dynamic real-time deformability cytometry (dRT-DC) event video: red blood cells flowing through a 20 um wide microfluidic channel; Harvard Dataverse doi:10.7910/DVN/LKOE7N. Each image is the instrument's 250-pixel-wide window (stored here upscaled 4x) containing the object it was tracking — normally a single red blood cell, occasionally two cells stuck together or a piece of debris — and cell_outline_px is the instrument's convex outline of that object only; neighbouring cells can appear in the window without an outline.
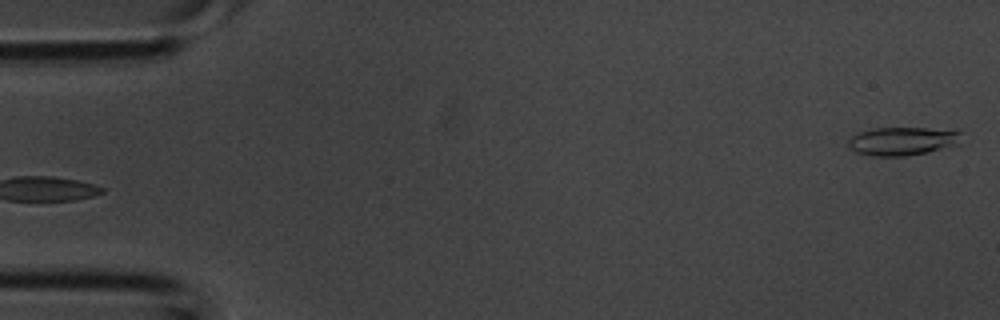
{"species": "common noctule bat (a hibernating species)", "species_latin": "Nyctalus noctula", "temperature_condition": "room temperature", "stored_images_in_passage": 2, "segment_of_instrument_passage": [2, 2], "camera_frame_rate_fps": 3000, "um_per_image_px": 0.085, "animal": {"sex": "male", "body_mass_g": 20.1, "forearm_length_mm": 53.5}, "frame": {"image": 1, "passage_image": 2, "time_ms": 0.333, "image_size_px": [1000, 320], "cell_outline_px": [[960, 132], [956, 144], [928, 152], [904, 156], [872, 156], [856, 152], [848, 148], [848, 140], [856, 132], [872, 128], [924, 128]], "centroid_in_image_um": [76.56, 12.0], "position_along_channel_um": 8.4, "area_um2": 18.38}}